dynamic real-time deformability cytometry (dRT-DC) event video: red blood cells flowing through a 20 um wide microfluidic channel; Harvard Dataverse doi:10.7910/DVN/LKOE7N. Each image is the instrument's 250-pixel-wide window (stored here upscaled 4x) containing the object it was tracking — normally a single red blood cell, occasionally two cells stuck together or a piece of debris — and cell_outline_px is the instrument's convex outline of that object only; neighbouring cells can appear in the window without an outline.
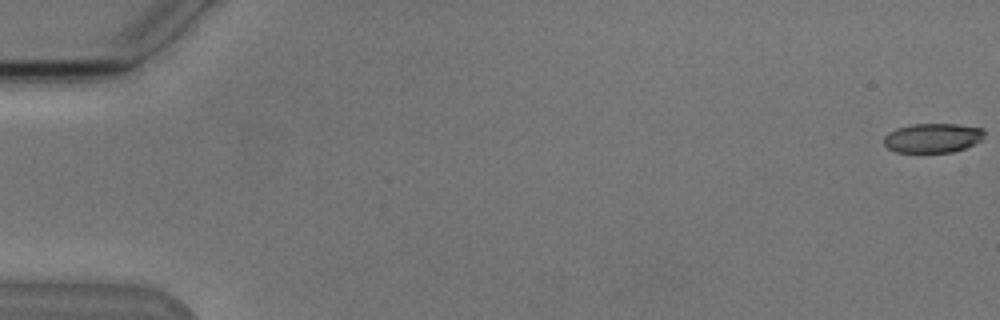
{"species": "Egyptian fruit bat (a non-hibernating species)", "species_latin": "Rousettus aegyptiacus", "temperature_condition": "cold", "stored_images_in_passage": 4, "camera_frame_rate_fps": 3000, "um_per_image_px": 0.085, "animal": {"sex": "male"}, "frame": {"image": 1, "passage_image": 1, "time_ms": 0.0, "image_size_px": [1000, 320], "cell_outline_px": [[984, 136], [976, 144], [952, 152], [896, 152], [888, 148], [884, 144], [884, 136], [888, 132], [896, 128], [912, 124], [956, 124], [984, 128]], "centroid_in_image_um": [79.28, 11.72], "position_along_channel_um": 5.7, "area_um2": 17.28}}